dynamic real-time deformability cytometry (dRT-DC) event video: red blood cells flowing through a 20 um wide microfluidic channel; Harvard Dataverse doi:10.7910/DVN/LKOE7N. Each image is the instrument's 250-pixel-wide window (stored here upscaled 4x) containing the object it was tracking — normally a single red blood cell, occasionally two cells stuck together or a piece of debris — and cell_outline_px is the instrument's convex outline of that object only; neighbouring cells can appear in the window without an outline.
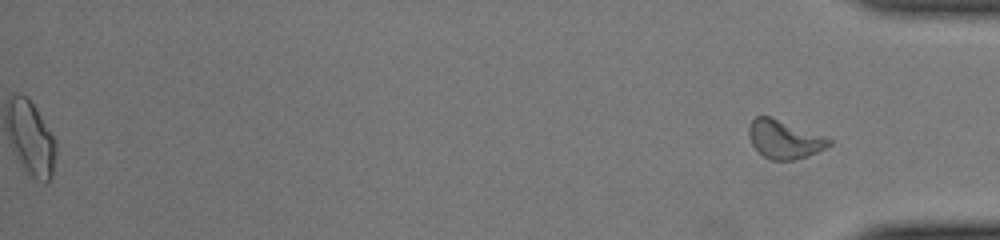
{"species": "common noctule bat (a hibernating species)", "species_latin": "Nyctalus noctula", "temperature_condition": "cold", "stored_images_in_passage": 36, "segment_of_instrument_passage": [2, 2], "camera_frame_rate_fps": 3000, "um_per_image_px": 0.085, "animal": {"sex": "female", "body_mass_g": 22.0, "forearm_length_mm": 56.7}, "frame": {"image": 1, "passage_image": 36, "time_ms": 11.667, "image_size_px": [1000, 240], "cell_outline_px": [[832, 144], [808, 156], [792, 160], [772, 160], [764, 156], [752, 144], [748, 132], [748, 128], [752, 120], [756, 116], [768, 116], [828, 136], [832, 140]], "centroid_in_image_um": [66.7, 11.84], "position_along_channel_um": 368.5, "area_um2": 17.86}}